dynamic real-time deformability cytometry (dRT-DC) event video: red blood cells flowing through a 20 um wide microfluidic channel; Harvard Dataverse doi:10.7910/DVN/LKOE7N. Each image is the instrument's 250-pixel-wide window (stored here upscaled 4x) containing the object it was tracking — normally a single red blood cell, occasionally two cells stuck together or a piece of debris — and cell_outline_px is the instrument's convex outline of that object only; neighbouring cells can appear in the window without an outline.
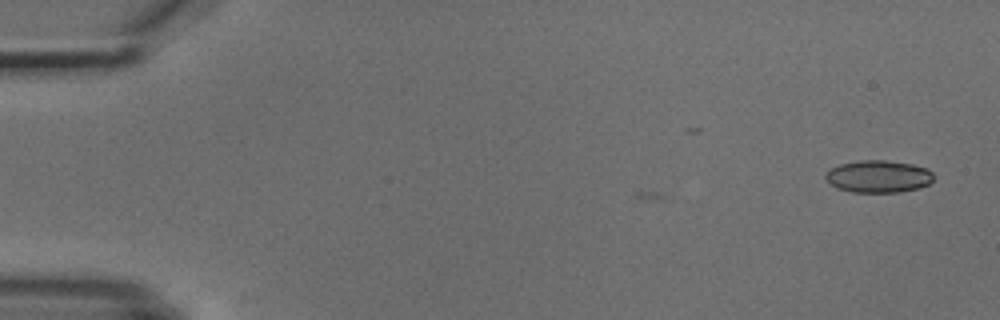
{"species": "common noctule bat (a hibernating species)", "species_latin": "Nyctalus noctula", "temperature_condition": "cold", "stored_images_in_passage": 2, "camera_frame_rate_fps": 3000, "um_per_image_px": 0.085, "animal": {"sex": "male", "body_mass_g": 18.8}, "frame": {"image": 1, "passage_image": 2, "time_ms": 1.333, "image_size_px": [1000, 320], "cell_outline_px": [[932, 180], [928, 184], [916, 188], [896, 192], [852, 192], [836, 188], [824, 176], [832, 168], [840, 164], [860, 160], [884, 160], [912, 164], [928, 168], [932, 172]], "centroid_in_image_um": [74.66, 14.99], "position_along_channel_um": 10.3, "area_um2": 20.06}}